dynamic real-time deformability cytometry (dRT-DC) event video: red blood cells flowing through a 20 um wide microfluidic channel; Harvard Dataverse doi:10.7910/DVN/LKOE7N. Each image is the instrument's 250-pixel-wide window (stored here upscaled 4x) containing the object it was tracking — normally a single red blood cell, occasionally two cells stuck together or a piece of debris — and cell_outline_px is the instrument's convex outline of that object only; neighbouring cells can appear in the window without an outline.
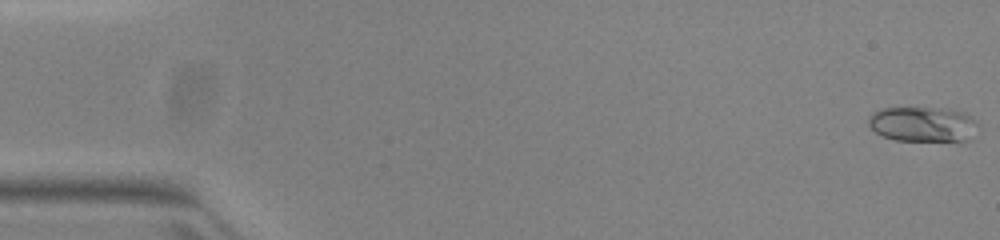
{"species": "common noctule bat (a hibernating species)", "species_latin": "Nyctalus noctula", "temperature_condition": "warm", "stored_images_in_passage": 52, "camera_frame_rate_fps": 3000, "um_per_image_px": 0.085, "animal": {"sex": "female", "body_mass_g": 23.0, "forearm_length_mm": 53.4}, "frame": {"image": 1, "passage_image": 1, "time_ms": 0.0, "image_size_px": [1000, 240], "cell_outline_px": [[980, 124], [968, 140], [896, 140], [884, 136], [876, 132], [868, 124], [868, 116], [872, 112], [884, 108], [940, 108], [960, 112], [972, 116]], "centroid_in_image_um": [78.43, 10.55], "position_along_channel_um": 6.6, "area_um2": 22.14}}
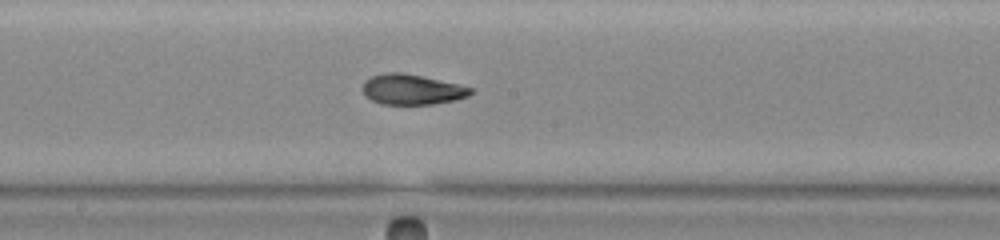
{"frame": {"image": 2, "passage_image": 28, "time_ms": 9.0, "image_size_px": [1000, 240], "cell_outline_px": [[476, 92], [468, 96], [456, 100], [432, 104], [380, 104], [372, 100], [364, 92], [364, 80], [372, 76], [384, 72], [400, 72], [420, 76], [476, 88]], "centroid_in_image_um": [35.07, 7.61], "position_along_channel_um": 213.1, "area_um2": 19.02}}
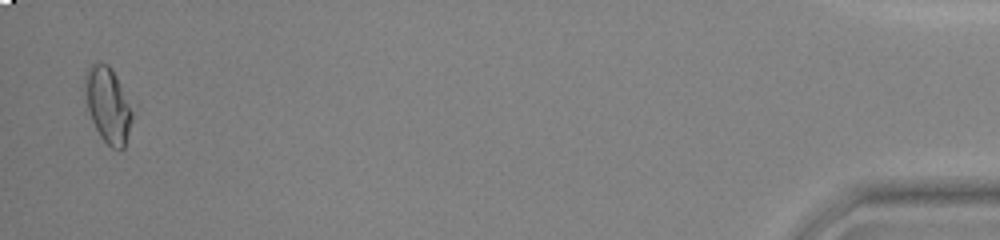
{"frame": {"image": 3, "passage_image": 51, "time_ms": 16.667, "image_size_px": [1000, 240], "cell_outline_px": [[132, 120], [124, 148], [120, 152], [112, 148], [100, 136], [92, 120], [88, 108], [84, 88], [84, 72], [92, 64], [108, 64], [112, 68], [116, 76], [132, 112]], "centroid_in_image_um": [9.15, 8.94], "position_along_channel_um": 426.0, "area_um2": 20.4}, "authors_computed_cell_mechanics": {"area_um2": 19.5075, "velocity_mm_per_s": 3.9611, "shape_relaxation_time_tau1_ms": 6.3474, "shape_relaxation_time_tau2_ms": 1.414, "deformation_change_tau1": 0.2306, "deformation_change_tau2": 0.0574}}